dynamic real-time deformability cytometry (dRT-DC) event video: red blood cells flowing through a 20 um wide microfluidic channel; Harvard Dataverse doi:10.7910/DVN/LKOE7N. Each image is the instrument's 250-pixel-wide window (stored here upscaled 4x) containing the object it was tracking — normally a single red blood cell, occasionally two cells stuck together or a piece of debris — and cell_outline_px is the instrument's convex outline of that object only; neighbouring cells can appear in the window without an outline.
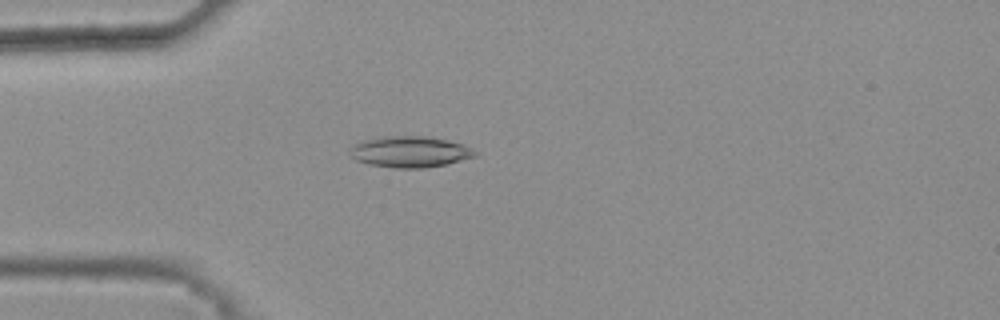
{"species": "common noctule bat (a hibernating species)", "species_latin": "Nyctalus noctula", "temperature_condition": "warm", "stored_images_in_passage": 46, "camera_frame_rate_fps": 3000, "um_per_image_px": 0.085, "animal": {"sex": "female", "body_mass_g": 25.1}, "frame": {"image": 1, "passage_image": 14, "time_ms": 4.333, "image_size_px": [1000, 320], "cell_outline_px": [[476, 156], [444, 164], [424, 168], [392, 168], [368, 164], [356, 160], [348, 152], [356, 144], [364, 140], [384, 136], [420, 136], [448, 140], [464, 144], [476, 152]], "centroid_in_image_um": [34.83, 12.91], "position_along_channel_um": 50.2, "area_um2": 22.43}}
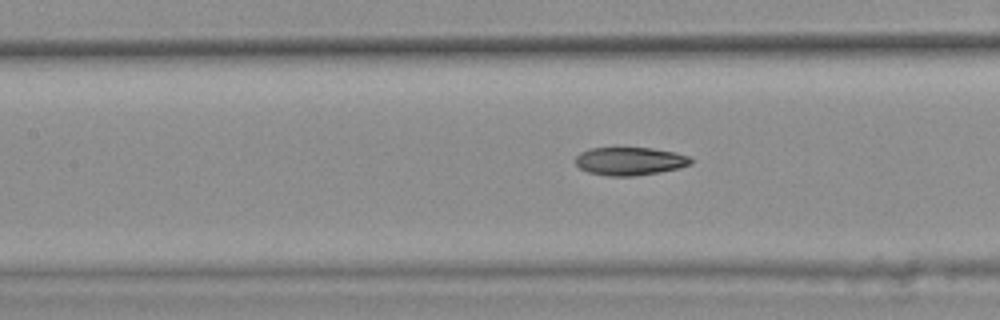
{"frame": {"image": 2, "passage_image": 23, "time_ms": 7.333, "image_size_px": [1000, 320], "cell_outline_px": [[692, 164], [680, 168], [660, 172], [632, 176], [608, 176], [588, 172], [580, 168], [576, 164], [576, 156], [580, 152], [588, 148], [652, 148], [676, 152], [688, 156], [692, 160]], "centroid_in_image_um": [53.55, 13.7], "position_along_channel_um": 153.9, "area_um2": 18.96}}
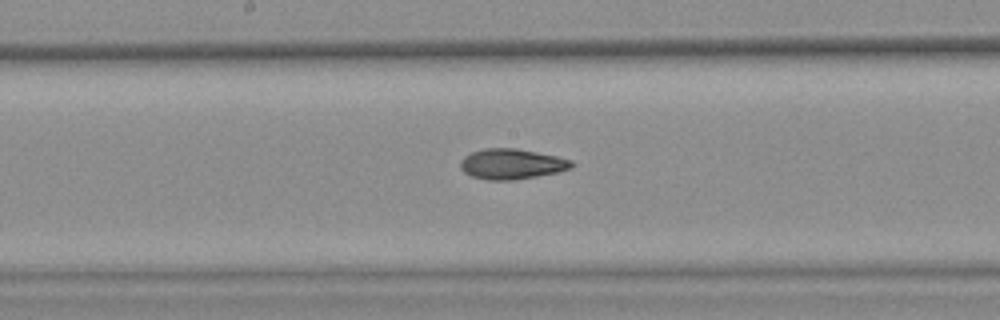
{"frame": {"image": 3, "passage_image": 27, "time_ms": 8.667, "image_size_px": [1000, 320], "cell_outline_px": [[572, 168], [556, 172], [516, 180], [488, 180], [472, 176], [464, 172], [460, 168], [460, 160], [464, 156], [472, 152], [484, 148], [516, 148], [556, 156], [572, 160]], "centroid_in_image_um": [43.46, 13.94], "position_along_channel_um": 204.7, "area_um2": 19.59}, "authors_computed_cell_mechanics": {"area_um2": 19.652, "velocity_mm_per_s": 3.8213, "shape_relaxation_time_tau1_ms": null, "shape_relaxation_time_tau2_ms": 3.2424, "deformation_change_tau1": null, "deformation_change_tau2": 0.0958}}